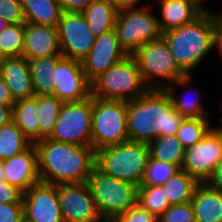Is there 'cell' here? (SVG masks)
<instances>
[{
  "instance_id": "8fae6325",
  "label": "cell",
  "mask_w": 222,
  "mask_h": 222,
  "mask_svg": "<svg viewBox=\"0 0 222 222\" xmlns=\"http://www.w3.org/2000/svg\"><path fill=\"white\" fill-rule=\"evenodd\" d=\"M222 161V133L216 124L203 139L185 148L181 170L198 183H206L215 167Z\"/></svg>"
},
{
  "instance_id": "ffe728a7",
  "label": "cell",
  "mask_w": 222,
  "mask_h": 222,
  "mask_svg": "<svg viewBox=\"0 0 222 222\" xmlns=\"http://www.w3.org/2000/svg\"><path fill=\"white\" fill-rule=\"evenodd\" d=\"M0 74L14 101L35 96L28 60L24 56L4 58Z\"/></svg>"
},
{
  "instance_id": "74e56055",
  "label": "cell",
  "mask_w": 222,
  "mask_h": 222,
  "mask_svg": "<svg viewBox=\"0 0 222 222\" xmlns=\"http://www.w3.org/2000/svg\"><path fill=\"white\" fill-rule=\"evenodd\" d=\"M0 222H24L22 203H0Z\"/></svg>"
},
{
  "instance_id": "1f68e13d",
  "label": "cell",
  "mask_w": 222,
  "mask_h": 222,
  "mask_svg": "<svg viewBox=\"0 0 222 222\" xmlns=\"http://www.w3.org/2000/svg\"><path fill=\"white\" fill-rule=\"evenodd\" d=\"M25 23L8 24L0 32V52L4 58L22 56Z\"/></svg>"
},
{
  "instance_id": "3957f363",
  "label": "cell",
  "mask_w": 222,
  "mask_h": 222,
  "mask_svg": "<svg viewBox=\"0 0 222 222\" xmlns=\"http://www.w3.org/2000/svg\"><path fill=\"white\" fill-rule=\"evenodd\" d=\"M178 66L193 75L214 51V12L201 13L190 23L162 33Z\"/></svg>"
},
{
  "instance_id": "ee69618b",
  "label": "cell",
  "mask_w": 222,
  "mask_h": 222,
  "mask_svg": "<svg viewBox=\"0 0 222 222\" xmlns=\"http://www.w3.org/2000/svg\"><path fill=\"white\" fill-rule=\"evenodd\" d=\"M15 101L13 100L10 91L5 83L4 78L0 74V104L5 106H13Z\"/></svg>"
},
{
  "instance_id": "5bb4252c",
  "label": "cell",
  "mask_w": 222,
  "mask_h": 222,
  "mask_svg": "<svg viewBox=\"0 0 222 222\" xmlns=\"http://www.w3.org/2000/svg\"><path fill=\"white\" fill-rule=\"evenodd\" d=\"M24 222H64L57 185L39 182L22 197Z\"/></svg>"
},
{
  "instance_id": "e575fe53",
  "label": "cell",
  "mask_w": 222,
  "mask_h": 222,
  "mask_svg": "<svg viewBox=\"0 0 222 222\" xmlns=\"http://www.w3.org/2000/svg\"><path fill=\"white\" fill-rule=\"evenodd\" d=\"M158 222H196L191 202L171 205L158 218Z\"/></svg>"
},
{
  "instance_id": "bcb514c9",
  "label": "cell",
  "mask_w": 222,
  "mask_h": 222,
  "mask_svg": "<svg viewBox=\"0 0 222 222\" xmlns=\"http://www.w3.org/2000/svg\"><path fill=\"white\" fill-rule=\"evenodd\" d=\"M187 3H190L192 6H194L200 13H208V12H215V9H209L207 7L206 2L208 0H180ZM210 1V0H209Z\"/></svg>"
},
{
  "instance_id": "4316f807",
  "label": "cell",
  "mask_w": 222,
  "mask_h": 222,
  "mask_svg": "<svg viewBox=\"0 0 222 222\" xmlns=\"http://www.w3.org/2000/svg\"><path fill=\"white\" fill-rule=\"evenodd\" d=\"M148 145L152 159L182 166L185 148L176 135L158 137Z\"/></svg>"
},
{
  "instance_id": "d590c367",
  "label": "cell",
  "mask_w": 222,
  "mask_h": 222,
  "mask_svg": "<svg viewBox=\"0 0 222 222\" xmlns=\"http://www.w3.org/2000/svg\"><path fill=\"white\" fill-rule=\"evenodd\" d=\"M0 17L9 24L26 22L20 0H0Z\"/></svg>"
},
{
  "instance_id": "4dcf8cb0",
  "label": "cell",
  "mask_w": 222,
  "mask_h": 222,
  "mask_svg": "<svg viewBox=\"0 0 222 222\" xmlns=\"http://www.w3.org/2000/svg\"><path fill=\"white\" fill-rule=\"evenodd\" d=\"M137 203L157 218L171 206L162 185H140Z\"/></svg>"
},
{
  "instance_id": "f6af8a7d",
  "label": "cell",
  "mask_w": 222,
  "mask_h": 222,
  "mask_svg": "<svg viewBox=\"0 0 222 222\" xmlns=\"http://www.w3.org/2000/svg\"><path fill=\"white\" fill-rule=\"evenodd\" d=\"M13 106L0 104V126L9 124L12 121Z\"/></svg>"
},
{
  "instance_id": "7a4b0ae2",
  "label": "cell",
  "mask_w": 222,
  "mask_h": 222,
  "mask_svg": "<svg viewBox=\"0 0 222 222\" xmlns=\"http://www.w3.org/2000/svg\"><path fill=\"white\" fill-rule=\"evenodd\" d=\"M183 120L165 90L149 89L127 102L129 140L149 143L158 137L176 135Z\"/></svg>"
},
{
  "instance_id": "e0dca14e",
  "label": "cell",
  "mask_w": 222,
  "mask_h": 222,
  "mask_svg": "<svg viewBox=\"0 0 222 222\" xmlns=\"http://www.w3.org/2000/svg\"><path fill=\"white\" fill-rule=\"evenodd\" d=\"M4 179L23 193L40 182L38 155L34 143L20 154L2 161Z\"/></svg>"
},
{
  "instance_id": "ba28073f",
  "label": "cell",
  "mask_w": 222,
  "mask_h": 222,
  "mask_svg": "<svg viewBox=\"0 0 222 222\" xmlns=\"http://www.w3.org/2000/svg\"><path fill=\"white\" fill-rule=\"evenodd\" d=\"M129 140L127 102L92 96V147L95 151Z\"/></svg>"
},
{
  "instance_id": "4fadbf2b",
  "label": "cell",
  "mask_w": 222,
  "mask_h": 222,
  "mask_svg": "<svg viewBox=\"0 0 222 222\" xmlns=\"http://www.w3.org/2000/svg\"><path fill=\"white\" fill-rule=\"evenodd\" d=\"M57 193L64 222H100L102 220L87 182L59 184Z\"/></svg>"
},
{
  "instance_id": "d4e9b609",
  "label": "cell",
  "mask_w": 222,
  "mask_h": 222,
  "mask_svg": "<svg viewBox=\"0 0 222 222\" xmlns=\"http://www.w3.org/2000/svg\"><path fill=\"white\" fill-rule=\"evenodd\" d=\"M26 22L57 27L62 8L57 0H20Z\"/></svg>"
},
{
  "instance_id": "44dd1931",
  "label": "cell",
  "mask_w": 222,
  "mask_h": 222,
  "mask_svg": "<svg viewBox=\"0 0 222 222\" xmlns=\"http://www.w3.org/2000/svg\"><path fill=\"white\" fill-rule=\"evenodd\" d=\"M156 2L159 17H157L160 29L163 32L181 27L193 21L201 13L190 3L180 0H152ZM159 6V7H158Z\"/></svg>"
},
{
  "instance_id": "7402d4cb",
  "label": "cell",
  "mask_w": 222,
  "mask_h": 222,
  "mask_svg": "<svg viewBox=\"0 0 222 222\" xmlns=\"http://www.w3.org/2000/svg\"><path fill=\"white\" fill-rule=\"evenodd\" d=\"M196 222H222V192L199 183L191 201Z\"/></svg>"
},
{
  "instance_id": "f1b7e54d",
  "label": "cell",
  "mask_w": 222,
  "mask_h": 222,
  "mask_svg": "<svg viewBox=\"0 0 222 222\" xmlns=\"http://www.w3.org/2000/svg\"><path fill=\"white\" fill-rule=\"evenodd\" d=\"M33 142L29 140L17 125L11 121L0 126V160L10 159L12 156L27 150Z\"/></svg>"
},
{
  "instance_id": "2e32d148",
  "label": "cell",
  "mask_w": 222,
  "mask_h": 222,
  "mask_svg": "<svg viewBox=\"0 0 222 222\" xmlns=\"http://www.w3.org/2000/svg\"><path fill=\"white\" fill-rule=\"evenodd\" d=\"M127 55L114 29L97 36L89 54L81 61L87 80L92 83Z\"/></svg>"
},
{
  "instance_id": "52a82bcc",
  "label": "cell",
  "mask_w": 222,
  "mask_h": 222,
  "mask_svg": "<svg viewBox=\"0 0 222 222\" xmlns=\"http://www.w3.org/2000/svg\"><path fill=\"white\" fill-rule=\"evenodd\" d=\"M87 184L102 218H117L137 203L138 186L94 167Z\"/></svg>"
},
{
  "instance_id": "f5cc1de1",
  "label": "cell",
  "mask_w": 222,
  "mask_h": 222,
  "mask_svg": "<svg viewBox=\"0 0 222 222\" xmlns=\"http://www.w3.org/2000/svg\"><path fill=\"white\" fill-rule=\"evenodd\" d=\"M220 103V105H219V108H220V110H222V99L219 101ZM222 112V111H221ZM219 120H222V116H220V118H219Z\"/></svg>"
},
{
  "instance_id": "484cf974",
  "label": "cell",
  "mask_w": 222,
  "mask_h": 222,
  "mask_svg": "<svg viewBox=\"0 0 222 222\" xmlns=\"http://www.w3.org/2000/svg\"><path fill=\"white\" fill-rule=\"evenodd\" d=\"M62 55H53L28 60L30 76L35 95L53 94L54 79L57 61Z\"/></svg>"
},
{
  "instance_id": "f546056e",
  "label": "cell",
  "mask_w": 222,
  "mask_h": 222,
  "mask_svg": "<svg viewBox=\"0 0 222 222\" xmlns=\"http://www.w3.org/2000/svg\"><path fill=\"white\" fill-rule=\"evenodd\" d=\"M62 104L53 94L37 95L40 139L48 138L52 133Z\"/></svg>"
},
{
  "instance_id": "83f0119b",
  "label": "cell",
  "mask_w": 222,
  "mask_h": 222,
  "mask_svg": "<svg viewBox=\"0 0 222 222\" xmlns=\"http://www.w3.org/2000/svg\"><path fill=\"white\" fill-rule=\"evenodd\" d=\"M198 184L187 172L180 170L162 186L170 204L175 205L191 202Z\"/></svg>"
},
{
  "instance_id": "9a60e30c",
  "label": "cell",
  "mask_w": 222,
  "mask_h": 222,
  "mask_svg": "<svg viewBox=\"0 0 222 222\" xmlns=\"http://www.w3.org/2000/svg\"><path fill=\"white\" fill-rule=\"evenodd\" d=\"M53 79V95L62 102H78L91 96V83L79 61L61 57L57 61Z\"/></svg>"
},
{
  "instance_id": "8992f818",
  "label": "cell",
  "mask_w": 222,
  "mask_h": 222,
  "mask_svg": "<svg viewBox=\"0 0 222 222\" xmlns=\"http://www.w3.org/2000/svg\"><path fill=\"white\" fill-rule=\"evenodd\" d=\"M132 55L149 89L164 90L177 79L187 76L178 66L163 36L143 44Z\"/></svg>"
},
{
  "instance_id": "b9f144b4",
  "label": "cell",
  "mask_w": 222,
  "mask_h": 222,
  "mask_svg": "<svg viewBox=\"0 0 222 222\" xmlns=\"http://www.w3.org/2000/svg\"><path fill=\"white\" fill-rule=\"evenodd\" d=\"M112 3L115 5L116 9H132V8H142L152 4V0L143 1V0H111ZM149 1H151L149 3ZM144 2V3H143ZM142 4V5H141Z\"/></svg>"
},
{
  "instance_id": "cb8c5ba5",
  "label": "cell",
  "mask_w": 222,
  "mask_h": 222,
  "mask_svg": "<svg viewBox=\"0 0 222 222\" xmlns=\"http://www.w3.org/2000/svg\"><path fill=\"white\" fill-rule=\"evenodd\" d=\"M12 121L33 143L40 140L37 95L32 98L15 101Z\"/></svg>"
},
{
  "instance_id": "30bf717a",
  "label": "cell",
  "mask_w": 222,
  "mask_h": 222,
  "mask_svg": "<svg viewBox=\"0 0 222 222\" xmlns=\"http://www.w3.org/2000/svg\"><path fill=\"white\" fill-rule=\"evenodd\" d=\"M48 138L78 146H92V95L78 102H63Z\"/></svg>"
},
{
  "instance_id": "60d3db41",
  "label": "cell",
  "mask_w": 222,
  "mask_h": 222,
  "mask_svg": "<svg viewBox=\"0 0 222 222\" xmlns=\"http://www.w3.org/2000/svg\"><path fill=\"white\" fill-rule=\"evenodd\" d=\"M222 11V10H221ZM214 12V26H215V37H214V50L220 55L222 60V12Z\"/></svg>"
},
{
  "instance_id": "6da1fadb",
  "label": "cell",
  "mask_w": 222,
  "mask_h": 222,
  "mask_svg": "<svg viewBox=\"0 0 222 222\" xmlns=\"http://www.w3.org/2000/svg\"><path fill=\"white\" fill-rule=\"evenodd\" d=\"M34 145L38 155L40 182L48 184L85 183L96 166L92 146H78L43 138Z\"/></svg>"
},
{
  "instance_id": "277c9868",
  "label": "cell",
  "mask_w": 222,
  "mask_h": 222,
  "mask_svg": "<svg viewBox=\"0 0 222 222\" xmlns=\"http://www.w3.org/2000/svg\"><path fill=\"white\" fill-rule=\"evenodd\" d=\"M150 157L146 142L127 140L96 151V166L119 180L141 185Z\"/></svg>"
},
{
  "instance_id": "603a6c76",
  "label": "cell",
  "mask_w": 222,
  "mask_h": 222,
  "mask_svg": "<svg viewBox=\"0 0 222 222\" xmlns=\"http://www.w3.org/2000/svg\"><path fill=\"white\" fill-rule=\"evenodd\" d=\"M81 14L97 37L114 29L118 10L111 0H92Z\"/></svg>"
},
{
  "instance_id": "f907efd6",
  "label": "cell",
  "mask_w": 222,
  "mask_h": 222,
  "mask_svg": "<svg viewBox=\"0 0 222 222\" xmlns=\"http://www.w3.org/2000/svg\"><path fill=\"white\" fill-rule=\"evenodd\" d=\"M217 121H219L218 123H217V128H218V130L222 133V120H217Z\"/></svg>"
},
{
  "instance_id": "816d5d0a",
  "label": "cell",
  "mask_w": 222,
  "mask_h": 222,
  "mask_svg": "<svg viewBox=\"0 0 222 222\" xmlns=\"http://www.w3.org/2000/svg\"><path fill=\"white\" fill-rule=\"evenodd\" d=\"M3 60H4V57L1 55V52H0V69H1V66H2V63H3Z\"/></svg>"
},
{
  "instance_id": "9c48e42d",
  "label": "cell",
  "mask_w": 222,
  "mask_h": 222,
  "mask_svg": "<svg viewBox=\"0 0 222 222\" xmlns=\"http://www.w3.org/2000/svg\"><path fill=\"white\" fill-rule=\"evenodd\" d=\"M153 9L152 3L142 8L118 11L114 30L128 55H132L143 44L162 36L158 14L155 15Z\"/></svg>"
},
{
  "instance_id": "7dc6e473",
  "label": "cell",
  "mask_w": 222,
  "mask_h": 222,
  "mask_svg": "<svg viewBox=\"0 0 222 222\" xmlns=\"http://www.w3.org/2000/svg\"><path fill=\"white\" fill-rule=\"evenodd\" d=\"M9 23H7L5 20H3L1 17H0V32L7 27Z\"/></svg>"
},
{
  "instance_id": "7bdbcfd3",
  "label": "cell",
  "mask_w": 222,
  "mask_h": 222,
  "mask_svg": "<svg viewBox=\"0 0 222 222\" xmlns=\"http://www.w3.org/2000/svg\"><path fill=\"white\" fill-rule=\"evenodd\" d=\"M206 184L209 187L222 192V161L215 167L212 175L206 181Z\"/></svg>"
},
{
  "instance_id": "c3c4849f",
  "label": "cell",
  "mask_w": 222,
  "mask_h": 222,
  "mask_svg": "<svg viewBox=\"0 0 222 222\" xmlns=\"http://www.w3.org/2000/svg\"><path fill=\"white\" fill-rule=\"evenodd\" d=\"M100 222H120L117 218H102Z\"/></svg>"
},
{
  "instance_id": "ac0fdd59",
  "label": "cell",
  "mask_w": 222,
  "mask_h": 222,
  "mask_svg": "<svg viewBox=\"0 0 222 222\" xmlns=\"http://www.w3.org/2000/svg\"><path fill=\"white\" fill-rule=\"evenodd\" d=\"M61 55L57 27L25 22L23 54L27 60Z\"/></svg>"
},
{
  "instance_id": "ab89813d",
  "label": "cell",
  "mask_w": 222,
  "mask_h": 222,
  "mask_svg": "<svg viewBox=\"0 0 222 222\" xmlns=\"http://www.w3.org/2000/svg\"><path fill=\"white\" fill-rule=\"evenodd\" d=\"M92 0H57L63 12L82 13Z\"/></svg>"
},
{
  "instance_id": "d6a6232c",
  "label": "cell",
  "mask_w": 222,
  "mask_h": 222,
  "mask_svg": "<svg viewBox=\"0 0 222 222\" xmlns=\"http://www.w3.org/2000/svg\"><path fill=\"white\" fill-rule=\"evenodd\" d=\"M212 119H190L184 118L176 137L181 141L184 148L193 146L201 141L208 131L214 126Z\"/></svg>"
},
{
  "instance_id": "836d02e7",
  "label": "cell",
  "mask_w": 222,
  "mask_h": 222,
  "mask_svg": "<svg viewBox=\"0 0 222 222\" xmlns=\"http://www.w3.org/2000/svg\"><path fill=\"white\" fill-rule=\"evenodd\" d=\"M180 170L181 167L178 165L149 157L141 185H163Z\"/></svg>"
},
{
  "instance_id": "681fc988",
  "label": "cell",
  "mask_w": 222,
  "mask_h": 222,
  "mask_svg": "<svg viewBox=\"0 0 222 222\" xmlns=\"http://www.w3.org/2000/svg\"><path fill=\"white\" fill-rule=\"evenodd\" d=\"M5 180L4 179V173H3V163L0 160V181Z\"/></svg>"
},
{
  "instance_id": "8d00e7d4",
  "label": "cell",
  "mask_w": 222,
  "mask_h": 222,
  "mask_svg": "<svg viewBox=\"0 0 222 222\" xmlns=\"http://www.w3.org/2000/svg\"><path fill=\"white\" fill-rule=\"evenodd\" d=\"M120 222H158V218L136 203L132 208L117 217Z\"/></svg>"
},
{
  "instance_id": "7c38bea8",
  "label": "cell",
  "mask_w": 222,
  "mask_h": 222,
  "mask_svg": "<svg viewBox=\"0 0 222 222\" xmlns=\"http://www.w3.org/2000/svg\"><path fill=\"white\" fill-rule=\"evenodd\" d=\"M57 31L62 57L79 62L89 54L96 39L81 13L63 12Z\"/></svg>"
},
{
  "instance_id": "d6986e66",
  "label": "cell",
  "mask_w": 222,
  "mask_h": 222,
  "mask_svg": "<svg viewBox=\"0 0 222 222\" xmlns=\"http://www.w3.org/2000/svg\"><path fill=\"white\" fill-rule=\"evenodd\" d=\"M193 82L192 75H187L183 78L177 79L174 83L167 86L164 90L169 95L173 107L184 117L190 119H210L212 116L209 113L206 105L204 106L203 97L200 94L199 88L191 87L190 85ZM179 87V88H178ZM190 87V88H189ZM184 88L183 95L180 94L177 96L175 91L176 89ZM188 88V89H187ZM190 90V91H189ZM195 93H194V92ZM185 92V93H184ZM191 93L194 95L187 94ZM189 97H187V96ZM196 95V97H195ZM194 96V97H193ZM210 117V118H209Z\"/></svg>"
},
{
  "instance_id": "f35d334b",
  "label": "cell",
  "mask_w": 222,
  "mask_h": 222,
  "mask_svg": "<svg viewBox=\"0 0 222 222\" xmlns=\"http://www.w3.org/2000/svg\"><path fill=\"white\" fill-rule=\"evenodd\" d=\"M23 192L7 181H0V203H22Z\"/></svg>"
},
{
  "instance_id": "5b68a950",
  "label": "cell",
  "mask_w": 222,
  "mask_h": 222,
  "mask_svg": "<svg viewBox=\"0 0 222 222\" xmlns=\"http://www.w3.org/2000/svg\"><path fill=\"white\" fill-rule=\"evenodd\" d=\"M148 90L133 55H127L91 83V95L108 100L128 102Z\"/></svg>"
}]
</instances>
